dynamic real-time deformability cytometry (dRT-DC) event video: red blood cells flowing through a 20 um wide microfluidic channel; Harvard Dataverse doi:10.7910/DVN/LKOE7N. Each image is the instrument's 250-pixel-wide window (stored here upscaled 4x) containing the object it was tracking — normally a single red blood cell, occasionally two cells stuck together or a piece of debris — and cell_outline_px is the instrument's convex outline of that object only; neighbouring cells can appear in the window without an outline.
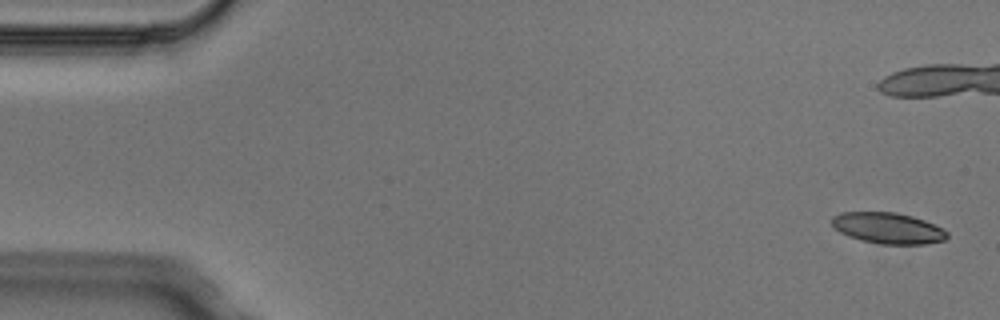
{"species": "Egyptian fruit bat (a non-hibernating species)", "species_latin": "Rousettus aegyptiacus", "temperature_condition": "cold", "stored_images_in_passage": 6, "camera_frame_rate_fps": 3000, "um_per_image_px": 0.085, "animal": {"sex": "male"}, "frame": {"image": 1, "passage_image": 1, "time_ms": 0.0, "image_size_px": [1000, 320], "cell_outline_px": [[948, 236], [944, 240], [924, 244], [880, 244], [860, 240], [848, 236], [840, 232], [832, 224], [832, 216], [840, 212], [896, 212], [912, 216], [924, 220], [944, 228], [948, 232]], "centroid_in_image_um": [75.49, 19.39], "position_along_channel_um": 9.5, "area_um2": 20.92}}
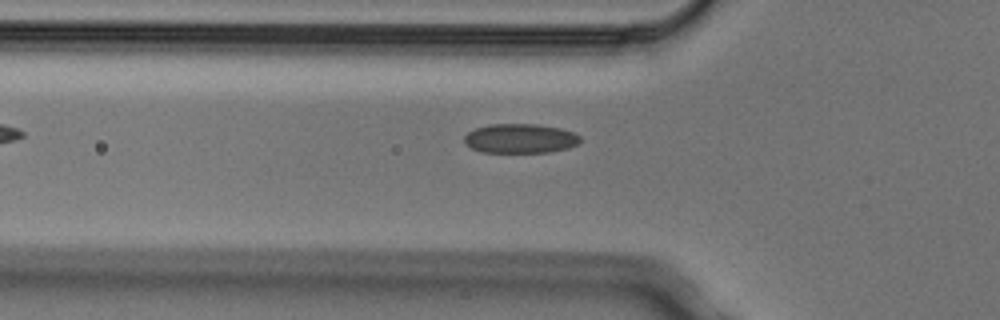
{"frame": {"image": 2, "passage_image": 6, "time_ms": 1.667, "image_size_px": [1000, 320], "cell_outline_px": [[580, 144], [568, 148], [548, 152], [484, 152], [472, 148], [464, 144], [464, 136], [468, 132], [476, 128], [488, 124], [536, 124], [560, 128], [572, 132], [580, 136]], "centroid_in_image_um": [44.22, 11.77], "position_along_channel_um": 81.6, "area_um2": 19.88}}